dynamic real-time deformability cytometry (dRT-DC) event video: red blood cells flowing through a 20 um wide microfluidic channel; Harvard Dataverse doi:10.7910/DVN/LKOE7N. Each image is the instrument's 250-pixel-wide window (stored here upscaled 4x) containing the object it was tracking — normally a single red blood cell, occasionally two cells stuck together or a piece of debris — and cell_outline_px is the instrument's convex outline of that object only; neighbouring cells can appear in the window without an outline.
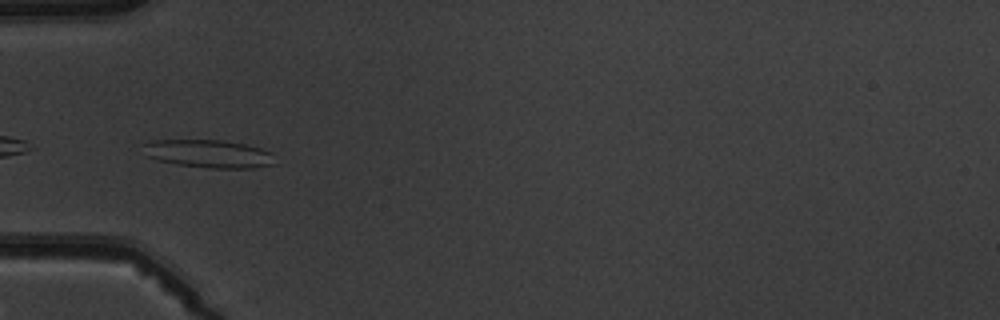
{"species": "common noctule bat (a hibernating species)", "species_latin": "Nyctalus noctula", "temperature_condition": "warm", "stored_images_in_passage": 7, "camera_frame_rate_fps": 3000, "um_per_image_px": 0.085, "animal": {"sex": "male", "body_mass_g": 19.5, "forearm_length_mm": 54.6}, "frame": {"image": 1, "passage_image": 5, "time_ms": 5.333, "image_size_px": [1000, 320], "cell_outline_px": [[276, 164], [252, 168], [208, 168], [176, 164], [156, 160], [144, 156], [144, 144], [152, 140], [224, 140], [244, 144], [260, 148], [272, 152]], "centroid_in_image_um": [17.73, 13.07], "position_along_channel_um": 67.3, "area_um2": 21.68}}
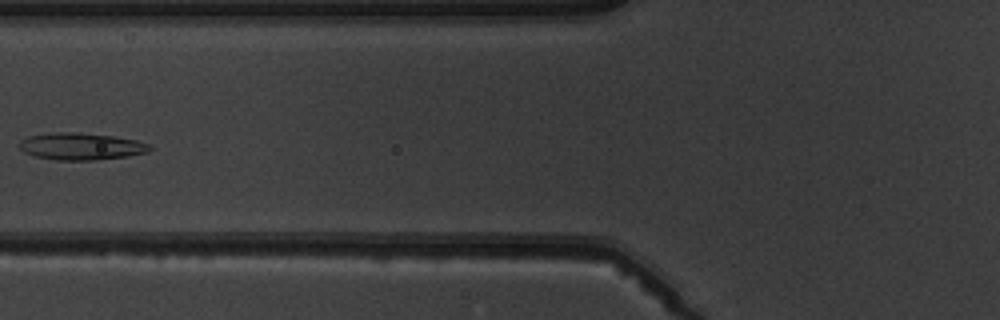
{"frame": {"image": 2, "passage_image": 6, "time_ms": 6.667, "image_size_px": [1000, 320], "cell_outline_px": [[152, 148], [148, 152], [128, 156], [92, 160], [56, 160], [36, 156], [24, 152], [20, 148], [20, 140], [28, 136], [52, 132], [76, 132], [112, 136], [136, 140], [152, 144]], "centroid_in_image_um": [6.91, 12.43], "position_along_channel_um": 118.9, "area_um2": 20.52}}
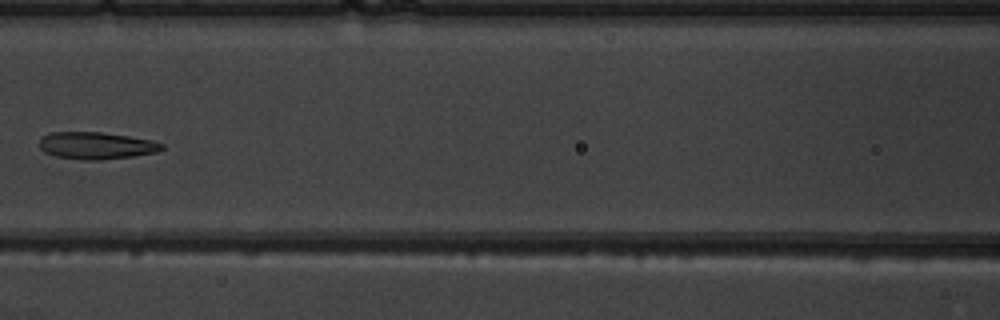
{"frame": {"image": 3, "passage_image": 7, "time_ms": 7.667, "image_size_px": [1000, 320], "cell_outline_px": [[164, 148], [156, 152], [132, 156], [100, 160], [80, 160], [56, 156], [44, 152], [40, 148], [40, 136], [52, 132], [100, 132], [128, 136], [152, 140], [164, 144]], "centroid_in_image_um": [8.16, 12.37], "position_along_channel_um": 158.4, "area_um2": 19.36}}